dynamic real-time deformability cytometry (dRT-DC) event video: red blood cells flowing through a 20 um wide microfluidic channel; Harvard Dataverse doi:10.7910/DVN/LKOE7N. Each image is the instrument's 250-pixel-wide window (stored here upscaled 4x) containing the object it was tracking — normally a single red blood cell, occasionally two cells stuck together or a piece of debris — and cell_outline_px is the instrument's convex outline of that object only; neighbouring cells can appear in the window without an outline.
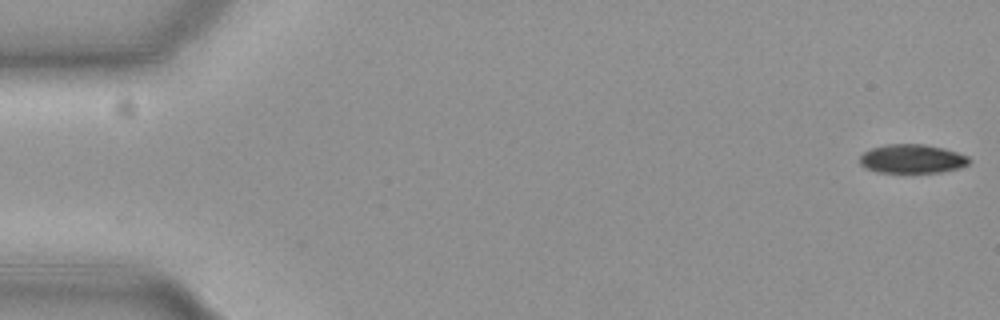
{"species": "common noctule bat (a hibernating species)", "species_latin": "Nyctalus noctula", "temperature_condition": "cold", "stored_images_in_passage": 5, "camera_frame_rate_fps": 3000, "um_per_image_px": 0.085, "animal": {"sex": "female", "body_mass_g": 19.3, "forearm_length_mm": 54.1}, "frame": {"image": 1, "passage_image": 1, "time_ms": 0.0, "image_size_px": [1000, 320], "cell_outline_px": [[972, 160], [968, 164], [960, 168], [940, 172], [876, 172], [864, 168], [860, 164], [860, 156], [864, 152], [872, 148], [884, 144], [924, 144], [944, 148], [968, 156]], "centroid_in_image_um": [77.53, 13.5], "position_along_channel_um": 7.5, "area_um2": 18.5}}